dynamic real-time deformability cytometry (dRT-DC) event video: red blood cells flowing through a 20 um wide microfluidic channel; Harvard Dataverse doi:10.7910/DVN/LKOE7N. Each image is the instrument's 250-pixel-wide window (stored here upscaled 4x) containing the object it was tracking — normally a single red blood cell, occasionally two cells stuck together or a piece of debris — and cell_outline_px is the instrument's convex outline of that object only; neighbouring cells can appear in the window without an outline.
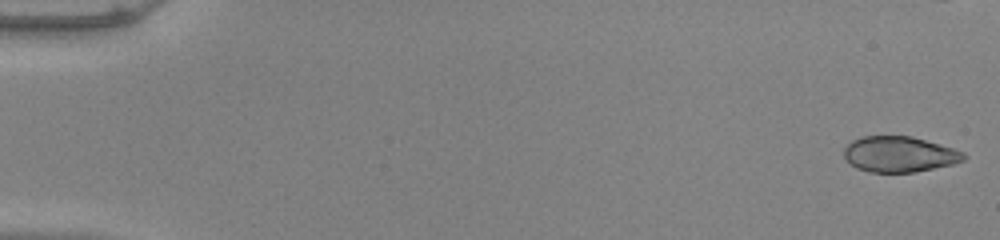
{"species": "common noctule bat (a hibernating species)", "species_latin": "Nyctalus noctula", "temperature_condition": "warm", "stored_images_in_passage": 44, "camera_frame_rate_fps": 3000, "um_per_image_px": 0.085, "animal": {"sex": "male", "body_mass_g": 20.0, "forearm_length_mm": 53.3}, "frame": {"image": 1, "passage_image": 1, "time_ms": 0.0, "image_size_px": [1000, 240], "cell_outline_px": [[968, 156], [964, 160], [952, 164], [912, 172], [868, 172], [856, 168], [844, 156], [844, 148], [852, 140], [864, 136], [912, 136], [952, 148], [964, 152]], "centroid_in_image_um": [76.44, 13.11], "position_along_channel_um": 8.6, "area_um2": 24.68}}